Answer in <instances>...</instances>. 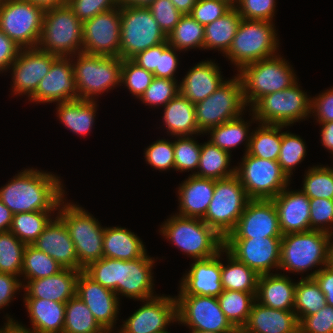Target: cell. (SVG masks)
Masks as SVG:
<instances>
[{"label": "cell", "instance_id": "obj_3", "mask_svg": "<svg viewBox=\"0 0 333 333\" xmlns=\"http://www.w3.org/2000/svg\"><path fill=\"white\" fill-rule=\"evenodd\" d=\"M332 240L329 233L318 230L284 234L280 244L279 270L304 273L319 267L306 278H313L317 271L332 261Z\"/></svg>", "mask_w": 333, "mask_h": 333}, {"label": "cell", "instance_id": "obj_52", "mask_svg": "<svg viewBox=\"0 0 333 333\" xmlns=\"http://www.w3.org/2000/svg\"><path fill=\"white\" fill-rule=\"evenodd\" d=\"M178 80L154 77L139 100L148 106H165L179 93Z\"/></svg>", "mask_w": 333, "mask_h": 333}, {"label": "cell", "instance_id": "obj_63", "mask_svg": "<svg viewBox=\"0 0 333 333\" xmlns=\"http://www.w3.org/2000/svg\"><path fill=\"white\" fill-rule=\"evenodd\" d=\"M21 48L0 30V73L8 71Z\"/></svg>", "mask_w": 333, "mask_h": 333}, {"label": "cell", "instance_id": "obj_77", "mask_svg": "<svg viewBox=\"0 0 333 333\" xmlns=\"http://www.w3.org/2000/svg\"><path fill=\"white\" fill-rule=\"evenodd\" d=\"M332 262H333V241H332Z\"/></svg>", "mask_w": 333, "mask_h": 333}, {"label": "cell", "instance_id": "obj_11", "mask_svg": "<svg viewBox=\"0 0 333 333\" xmlns=\"http://www.w3.org/2000/svg\"><path fill=\"white\" fill-rule=\"evenodd\" d=\"M250 200L236 174L215 180L214 194L202 220L225 238Z\"/></svg>", "mask_w": 333, "mask_h": 333}, {"label": "cell", "instance_id": "obj_31", "mask_svg": "<svg viewBox=\"0 0 333 333\" xmlns=\"http://www.w3.org/2000/svg\"><path fill=\"white\" fill-rule=\"evenodd\" d=\"M296 284L284 273L262 274L258 279L255 299L273 309L294 311Z\"/></svg>", "mask_w": 333, "mask_h": 333}, {"label": "cell", "instance_id": "obj_39", "mask_svg": "<svg viewBox=\"0 0 333 333\" xmlns=\"http://www.w3.org/2000/svg\"><path fill=\"white\" fill-rule=\"evenodd\" d=\"M227 264L221 260V282L224 290L257 293L260 275L242 262L238 261L225 248Z\"/></svg>", "mask_w": 333, "mask_h": 333}, {"label": "cell", "instance_id": "obj_19", "mask_svg": "<svg viewBox=\"0 0 333 333\" xmlns=\"http://www.w3.org/2000/svg\"><path fill=\"white\" fill-rule=\"evenodd\" d=\"M282 237L224 239V248L259 275L279 269Z\"/></svg>", "mask_w": 333, "mask_h": 333}, {"label": "cell", "instance_id": "obj_43", "mask_svg": "<svg viewBox=\"0 0 333 333\" xmlns=\"http://www.w3.org/2000/svg\"><path fill=\"white\" fill-rule=\"evenodd\" d=\"M54 213L55 211H33L13 214L10 231L24 244L32 245Z\"/></svg>", "mask_w": 333, "mask_h": 333}, {"label": "cell", "instance_id": "obj_5", "mask_svg": "<svg viewBox=\"0 0 333 333\" xmlns=\"http://www.w3.org/2000/svg\"><path fill=\"white\" fill-rule=\"evenodd\" d=\"M65 202L64 198L56 213L68 229L77 253L78 271H82L89 263L103 257L104 227L81 206Z\"/></svg>", "mask_w": 333, "mask_h": 333}, {"label": "cell", "instance_id": "obj_44", "mask_svg": "<svg viewBox=\"0 0 333 333\" xmlns=\"http://www.w3.org/2000/svg\"><path fill=\"white\" fill-rule=\"evenodd\" d=\"M326 305V298L314 278L301 277L295 287L294 312L298 321L317 313Z\"/></svg>", "mask_w": 333, "mask_h": 333}, {"label": "cell", "instance_id": "obj_34", "mask_svg": "<svg viewBox=\"0 0 333 333\" xmlns=\"http://www.w3.org/2000/svg\"><path fill=\"white\" fill-rule=\"evenodd\" d=\"M143 241L124 227H104L103 257L134 260L147 252Z\"/></svg>", "mask_w": 333, "mask_h": 333}, {"label": "cell", "instance_id": "obj_35", "mask_svg": "<svg viewBox=\"0 0 333 333\" xmlns=\"http://www.w3.org/2000/svg\"><path fill=\"white\" fill-rule=\"evenodd\" d=\"M60 122L77 135L84 136L91 132L95 122L97 101L74 99L56 104Z\"/></svg>", "mask_w": 333, "mask_h": 333}, {"label": "cell", "instance_id": "obj_26", "mask_svg": "<svg viewBox=\"0 0 333 333\" xmlns=\"http://www.w3.org/2000/svg\"><path fill=\"white\" fill-rule=\"evenodd\" d=\"M278 213L282 234L310 230V198L301 190L283 189L271 199Z\"/></svg>", "mask_w": 333, "mask_h": 333}, {"label": "cell", "instance_id": "obj_57", "mask_svg": "<svg viewBox=\"0 0 333 333\" xmlns=\"http://www.w3.org/2000/svg\"><path fill=\"white\" fill-rule=\"evenodd\" d=\"M232 7L225 0H197L190 15L205 26L225 15Z\"/></svg>", "mask_w": 333, "mask_h": 333}, {"label": "cell", "instance_id": "obj_59", "mask_svg": "<svg viewBox=\"0 0 333 333\" xmlns=\"http://www.w3.org/2000/svg\"><path fill=\"white\" fill-rule=\"evenodd\" d=\"M67 5L81 22L119 7L116 0H67Z\"/></svg>", "mask_w": 333, "mask_h": 333}, {"label": "cell", "instance_id": "obj_49", "mask_svg": "<svg viewBox=\"0 0 333 333\" xmlns=\"http://www.w3.org/2000/svg\"><path fill=\"white\" fill-rule=\"evenodd\" d=\"M306 153L305 142L300 136L288 131L282 132V143L277 161L289 178L293 175L296 165L304 160Z\"/></svg>", "mask_w": 333, "mask_h": 333}, {"label": "cell", "instance_id": "obj_10", "mask_svg": "<svg viewBox=\"0 0 333 333\" xmlns=\"http://www.w3.org/2000/svg\"><path fill=\"white\" fill-rule=\"evenodd\" d=\"M298 85V81L281 91L267 94L259 98L249 108L257 122L291 126L311 115L312 97H308Z\"/></svg>", "mask_w": 333, "mask_h": 333}, {"label": "cell", "instance_id": "obj_9", "mask_svg": "<svg viewBox=\"0 0 333 333\" xmlns=\"http://www.w3.org/2000/svg\"><path fill=\"white\" fill-rule=\"evenodd\" d=\"M83 22L66 4L44 11L38 48L57 57H72L82 52Z\"/></svg>", "mask_w": 333, "mask_h": 333}, {"label": "cell", "instance_id": "obj_51", "mask_svg": "<svg viewBox=\"0 0 333 333\" xmlns=\"http://www.w3.org/2000/svg\"><path fill=\"white\" fill-rule=\"evenodd\" d=\"M153 78V73L139 67L131 59H122L121 86L124 84L138 100L150 86Z\"/></svg>", "mask_w": 333, "mask_h": 333}, {"label": "cell", "instance_id": "obj_36", "mask_svg": "<svg viewBox=\"0 0 333 333\" xmlns=\"http://www.w3.org/2000/svg\"><path fill=\"white\" fill-rule=\"evenodd\" d=\"M242 19L237 9L232 7L225 15L205 25L204 50L215 49L225 55Z\"/></svg>", "mask_w": 333, "mask_h": 333}, {"label": "cell", "instance_id": "obj_61", "mask_svg": "<svg viewBox=\"0 0 333 333\" xmlns=\"http://www.w3.org/2000/svg\"><path fill=\"white\" fill-rule=\"evenodd\" d=\"M311 114L319 124L333 121V88L312 98Z\"/></svg>", "mask_w": 333, "mask_h": 333}, {"label": "cell", "instance_id": "obj_28", "mask_svg": "<svg viewBox=\"0 0 333 333\" xmlns=\"http://www.w3.org/2000/svg\"><path fill=\"white\" fill-rule=\"evenodd\" d=\"M219 68L212 60L200 61L179 82V93L193 104L203 101L225 81Z\"/></svg>", "mask_w": 333, "mask_h": 333}, {"label": "cell", "instance_id": "obj_32", "mask_svg": "<svg viewBox=\"0 0 333 333\" xmlns=\"http://www.w3.org/2000/svg\"><path fill=\"white\" fill-rule=\"evenodd\" d=\"M31 322V330L17 325L33 333H63L65 303L44 299H23Z\"/></svg>", "mask_w": 333, "mask_h": 333}, {"label": "cell", "instance_id": "obj_74", "mask_svg": "<svg viewBox=\"0 0 333 333\" xmlns=\"http://www.w3.org/2000/svg\"><path fill=\"white\" fill-rule=\"evenodd\" d=\"M225 1H227L233 7L239 2V0H225Z\"/></svg>", "mask_w": 333, "mask_h": 333}, {"label": "cell", "instance_id": "obj_45", "mask_svg": "<svg viewBox=\"0 0 333 333\" xmlns=\"http://www.w3.org/2000/svg\"><path fill=\"white\" fill-rule=\"evenodd\" d=\"M204 26L198 23L190 14L182 15L179 23L167 36L168 44L179 51L189 49L204 50Z\"/></svg>", "mask_w": 333, "mask_h": 333}, {"label": "cell", "instance_id": "obj_64", "mask_svg": "<svg viewBox=\"0 0 333 333\" xmlns=\"http://www.w3.org/2000/svg\"><path fill=\"white\" fill-rule=\"evenodd\" d=\"M326 298V304L333 307V262L317 271L313 277Z\"/></svg>", "mask_w": 333, "mask_h": 333}, {"label": "cell", "instance_id": "obj_22", "mask_svg": "<svg viewBox=\"0 0 333 333\" xmlns=\"http://www.w3.org/2000/svg\"><path fill=\"white\" fill-rule=\"evenodd\" d=\"M76 296L87 305L104 330H114L120 298L113 290L103 287L82 270L76 282Z\"/></svg>", "mask_w": 333, "mask_h": 333}, {"label": "cell", "instance_id": "obj_68", "mask_svg": "<svg viewBox=\"0 0 333 333\" xmlns=\"http://www.w3.org/2000/svg\"><path fill=\"white\" fill-rule=\"evenodd\" d=\"M178 11L185 15L191 14L193 7L195 6L197 0H170Z\"/></svg>", "mask_w": 333, "mask_h": 333}, {"label": "cell", "instance_id": "obj_21", "mask_svg": "<svg viewBox=\"0 0 333 333\" xmlns=\"http://www.w3.org/2000/svg\"><path fill=\"white\" fill-rule=\"evenodd\" d=\"M57 58L38 47L21 48L16 60L9 67V70L12 69L13 84L11 86L14 95L23 96L24 94L29 99Z\"/></svg>", "mask_w": 333, "mask_h": 333}, {"label": "cell", "instance_id": "obj_55", "mask_svg": "<svg viewBox=\"0 0 333 333\" xmlns=\"http://www.w3.org/2000/svg\"><path fill=\"white\" fill-rule=\"evenodd\" d=\"M276 0H239L234 6L243 19L272 22Z\"/></svg>", "mask_w": 333, "mask_h": 333}, {"label": "cell", "instance_id": "obj_1", "mask_svg": "<svg viewBox=\"0 0 333 333\" xmlns=\"http://www.w3.org/2000/svg\"><path fill=\"white\" fill-rule=\"evenodd\" d=\"M155 259L147 253L134 260L102 257L89 263L83 271L103 287L113 290L117 296L133 300H147L154 294L152 276Z\"/></svg>", "mask_w": 333, "mask_h": 333}, {"label": "cell", "instance_id": "obj_56", "mask_svg": "<svg viewBox=\"0 0 333 333\" xmlns=\"http://www.w3.org/2000/svg\"><path fill=\"white\" fill-rule=\"evenodd\" d=\"M148 8L166 36L175 28L183 15L170 0H155Z\"/></svg>", "mask_w": 333, "mask_h": 333}, {"label": "cell", "instance_id": "obj_8", "mask_svg": "<svg viewBox=\"0 0 333 333\" xmlns=\"http://www.w3.org/2000/svg\"><path fill=\"white\" fill-rule=\"evenodd\" d=\"M71 60L79 99L95 101V96L121 86V57L80 52Z\"/></svg>", "mask_w": 333, "mask_h": 333}, {"label": "cell", "instance_id": "obj_17", "mask_svg": "<svg viewBox=\"0 0 333 333\" xmlns=\"http://www.w3.org/2000/svg\"><path fill=\"white\" fill-rule=\"evenodd\" d=\"M121 7L99 13L83 22L82 52L120 57Z\"/></svg>", "mask_w": 333, "mask_h": 333}, {"label": "cell", "instance_id": "obj_46", "mask_svg": "<svg viewBox=\"0 0 333 333\" xmlns=\"http://www.w3.org/2000/svg\"><path fill=\"white\" fill-rule=\"evenodd\" d=\"M62 269L63 267L52 257L32 245H26L21 272L24 281L49 277Z\"/></svg>", "mask_w": 333, "mask_h": 333}, {"label": "cell", "instance_id": "obj_29", "mask_svg": "<svg viewBox=\"0 0 333 333\" xmlns=\"http://www.w3.org/2000/svg\"><path fill=\"white\" fill-rule=\"evenodd\" d=\"M215 180L190 174L178 187L179 212L183 217L202 219L214 194Z\"/></svg>", "mask_w": 333, "mask_h": 333}, {"label": "cell", "instance_id": "obj_30", "mask_svg": "<svg viewBox=\"0 0 333 333\" xmlns=\"http://www.w3.org/2000/svg\"><path fill=\"white\" fill-rule=\"evenodd\" d=\"M242 328L249 333H299V321L294 311L273 309L255 300Z\"/></svg>", "mask_w": 333, "mask_h": 333}, {"label": "cell", "instance_id": "obj_75", "mask_svg": "<svg viewBox=\"0 0 333 333\" xmlns=\"http://www.w3.org/2000/svg\"><path fill=\"white\" fill-rule=\"evenodd\" d=\"M235 333H249V332L245 331L243 328H236Z\"/></svg>", "mask_w": 333, "mask_h": 333}, {"label": "cell", "instance_id": "obj_48", "mask_svg": "<svg viewBox=\"0 0 333 333\" xmlns=\"http://www.w3.org/2000/svg\"><path fill=\"white\" fill-rule=\"evenodd\" d=\"M301 191L309 198L333 199V167H310L304 175Z\"/></svg>", "mask_w": 333, "mask_h": 333}, {"label": "cell", "instance_id": "obj_15", "mask_svg": "<svg viewBox=\"0 0 333 333\" xmlns=\"http://www.w3.org/2000/svg\"><path fill=\"white\" fill-rule=\"evenodd\" d=\"M44 9L27 0H0V30L20 48L38 46Z\"/></svg>", "mask_w": 333, "mask_h": 333}, {"label": "cell", "instance_id": "obj_27", "mask_svg": "<svg viewBox=\"0 0 333 333\" xmlns=\"http://www.w3.org/2000/svg\"><path fill=\"white\" fill-rule=\"evenodd\" d=\"M80 271L63 268L49 277L25 281L23 299H44L66 303L76 295V282Z\"/></svg>", "mask_w": 333, "mask_h": 333}, {"label": "cell", "instance_id": "obj_69", "mask_svg": "<svg viewBox=\"0 0 333 333\" xmlns=\"http://www.w3.org/2000/svg\"><path fill=\"white\" fill-rule=\"evenodd\" d=\"M27 1L43 8L44 10L67 4V0H27Z\"/></svg>", "mask_w": 333, "mask_h": 333}, {"label": "cell", "instance_id": "obj_23", "mask_svg": "<svg viewBox=\"0 0 333 333\" xmlns=\"http://www.w3.org/2000/svg\"><path fill=\"white\" fill-rule=\"evenodd\" d=\"M79 99L71 57H58L40 81L30 102L59 103Z\"/></svg>", "mask_w": 333, "mask_h": 333}, {"label": "cell", "instance_id": "obj_13", "mask_svg": "<svg viewBox=\"0 0 333 333\" xmlns=\"http://www.w3.org/2000/svg\"><path fill=\"white\" fill-rule=\"evenodd\" d=\"M235 75L233 79H226L210 96L195 104L196 123L202 134L245 113L247 105L241 79Z\"/></svg>", "mask_w": 333, "mask_h": 333}, {"label": "cell", "instance_id": "obj_37", "mask_svg": "<svg viewBox=\"0 0 333 333\" xmlns=\"http://www.w3.org/2000/svg\"><path fill=\"white\" fill-rule=\"evenodd\" d=\"M252 115V120L246 121L242 118V115L227 121L225 123H222L216 127L210 128L207 133L210 134V139L213 144L218 146L220 149H223L224 151L228 152L231 154V150L234 148H237L241 143H243L245 140V153L248 152L249 149V144H250V137L251 133L249 131L250 123L256 121L253 113ZM248 122V123H247Z\"/></svg>", "mask_w": 333, "mask_h": 333}, {"label": "cell", "instance_id": "obj_25", "mask_svg": "<svg viewBox=\"0 0 333 333\" xmlns=\"http://www.w3.org/2000/svg\"><path fill=\"white\" fill-rule=\"evenodd\" d=\"M32 246L52 257L63 268L78 270L74 243L67 227L58 215L50 220Z\"/></svg>", "mask_w": 333, "mask_h": 333}, {"label": "cell", "instance_id": "obj_72", "mask_svg": "<svg viewBox=\"0 0 333 333\" xmlns=\"http://www.w3.org/2000/svg\"><path fill=\"white\" fill-rule=\"evenodd\" d=\"M10 333H33V332L23 329L17 325Z\"/></svg>", "mask_w": 333, "mask_h": 333}, {"label": "cell", "instance_id": "obj_33", "mask_svg": "<svg viewBox=\"0 0 333 333\" xmlns=\"http://www.w3.org/2000/svg\"><path fill=\"white\" fill-rule=\"evenodd\" d=\"M163 122L172 137L201 135L195 115V104L178 93L164 106Z\"/></svg>", "mask_w": 333, "mask_h": 333}, {"label": "cell", "instance_id": "obj_50", "mask_svg": "<svg viewBox=\"0 0 333 333\" xmlns=\"http://www.w3.org/2000/svg\"><path fill=\"white\" fill-rule=\"evenodd\" d=\"M194 139L193 136H182L174 140L175 170L180 172L197 171L202 143H198Z\"/></svg>", "mask_w": 333, "mask_h": 333}, {"label": "cell", "instance_id": "obj_14", "mask_svg": "<svg viewBox=\"0 0 333 333\" xmlns=\"http://www.w3.org/2000/svg\"><path fill=\"white\" fill-rule=\"evenodd\" d=\"M241 163V164H240ZM236 175L250 199L271 200L290 185V179L278 161L244 153Z\"/></svg>", "mask_w": 333, "mask_h": 333}, {"label": "cell", "instance_id": "obj_7", "mask_svg": "<svg viewBox=\"0 0 333 333\" xmlns=\"http://www.w3.org/2000/svg\"><path fill=\"white\" fill-rule=\"evenodd\" d=\"M277 34L273 21L242 19L225 56L237 71L250 63L273 57L279 49Z\"/></svg>", "mask_w": 333, "mask_h": 333}, {"label": "cell", "instance_id": "obj_4", "mask_svg": "<svg viewBox=\"0 0 333 333\" xmlns=\"http://www.w3.org/2000/svg\"><path fill=\"white\" fill-rule=\"evenodd\" d=\"M160 227V233L193 260L218 254L224 248V238L202 219L170 216Z\"/></svg>", "mask_w": 333, "mask_h": 333}, {"label": "cell", "instance_id": "obj_47", "mask_svg": "<svg viewBox=\"0 0 333 333\" xmlns=\"http://www.w3.org/2000/svg\"><path fill=\"white\" fill-rule=\"evenodd\" d=\"M25 247L10 230L0 232V272L20 278Z\"/></svg>", "mask_w": 333, "mask_h": 333}, {"label": "cell", "instance_id": "obj_62", "mask_svg": "<svg viewBox=\"0 0 333 333\" xmlns=\"http://www.w3.org/2000/svg\"><path fill=\"white\" fill-rule=\"evenodd\" d=\"M10 273L0 272V309L8 306L14 299L15 293L23 289L21 279Z\"/></svg>", "mask_w": 333, "mask_h": 333}, {"label": "cell", "instance_id": "obj_67", "mask_svg": "<svg viewBox=\"0 0 333 333\" xmlns=\"http://www.w3.org/2000/svg\"><path fill=\"white\" fill-rule=\"evenodd\" d=\"M13 213L0 200V232L10 230Z\"/></svg>", "mask_w": 333, "mask_h": 333}, {"label": "cell", "instance_id": "obj_65", "mask_svg": "<svg viewBox=\"0 0 333 333\" xmlns=\"http://www.w3.org/2000/svg\"><path fill=\"white\" fill-rule=\"evenodd\" d=\"M139 67L153 73L158 67L159 61V45L148 48L143 52L138 53L131 59Z\"/></svg>", "mask_w": 333, "mask_h": 333}, {"label": "cell", "instance_id": "obj_20", "mask_svg": "<svg viewBox=\"0 0 333 333\" xmlns=\"http://www.w3.org/2000/svg\"><path fill=\"white\" fill-rule=\"evenodd\" d=\"M278 213L272 200L251 199L235 228L224 239L282 237Z\"/></svg>", "mask_w": 333, "mask_h": 333}, {"label": "cell", "instance_id": "obj_58", "mask_svg": "<svg viewBox=\"0 0 333 333\" xmlns=\"http://www.w3.org/2000/svg\"><path fill=\"white\" fill-rule=\"evenodd\" d=\"M299 333H333V307L326 304L317 313L303 317Z\"/></svg>", "mask_w": 333, "mask_h": 333}, {"label": "cell", "instance_id": "obj_40", "mask_svg": "<svg viewBox=\"0 0 333 333\" xmlns=\"http://www.w3.org/2000/svg\"><path fill=\"white\" fill-rule=\"evenodd\" d=\"M250 137L248 154L261 159L277 161L282 143V129L287 126L258 123ZM281 132V133H280Z\"/></svg>", "mask_w": 333, "mask_h": 333}, {"label": "cell", "instance_id": "obj_73", "mask_svg": "<svg viewBox=\"0 0 333 333\" xmlns=\"http://www.w3.org/2000/svg\"><path fill=\"white\" fill-rule=\"evenodd\" d=\"M191 332L190 333H217L213 331H205V330H198V329H189Z\"/></svg>", "mask_w": 333, "mask_h": 333}, {"label": "cell", "instance_id": "obj_76", "mask_svg": "<svg viewBox=\"0 0 333 333\" xmlns=\"http://www.w3.org/2000/svg\"><path fill=\"white\" fill-rule=\"evenodd\" d=\"M113 330H103L101 333H111ZM119 333V332H118Z\"/></svg>", "mask_w": 333, "mask_h": 333}, {"label": "cell", "instance_id": "obj_6", "mask_svg": "<svg viewBox=\"0 0 333 333\" xmlns=\"http://www.w3.org/2000/svg\"><path fill=\"white\" fill-rule=\"evenodd\" d=\"M247 106L251 107L259 98L284 90L297 82L292 66L279 54L243 66L238 74Z\"/></svg>", "mask_w": 333, "mask_h": 333}, {"label": "cell", "instance_id": "obj_66", "mask_svg": "<svg viewBox=\"0 0 333 333\" xmlns=\"http://www.w3.org/2000/svg\"><path fill=\"white\" fill-rule=\"evenodd\" d=\"M321 125V143L333 155V121L321 123Z\"/></svg>", "mask_w": 333, "mask_h": 333}, {"label": "cell", "instance_id": "obj_18", "mask_svg": "<svg viewBox=\"0 0 333 333\" xmlns=\"http://www.w3.org/2000/svg\"><path fill=\"white\" fill-rule=\"evenodd\" d=\"M141 302L143 305L123 321L119 333H167V326L178 322L175 297L157 295Z\"/></svg>", "mask_w": 333, "mask_h": 333}, {"label": "cell", "instance_id": "obj_53", "mask_svg": "<svg viewBox=\"0 0 333 333\" xmlns=\"http://www.w3.org/2000/svg\"><path fill=\"white\" fill-rule=\"evenodd\" d=\"M144 154L146 162L154 169L167 171L172 168L175 170L173 140H156L146 148Z\"/></svg>", "mask_w": 333, "mask_h": 333}, {"label": "cell", "instance_id": "obj_38", "mask_svg": "<svg viewBox=\"0 0 333 333\" xmlns=\"http://www.w3.org/2000/svg\"><path fill=\"white\" fill-rule=\"evenodd\" d=\"M231 154L220 149L211 141L201 145V155L197 172L192 175L207 179H223L236 174V167L230 168Z\"/></svg>", "mask_w": 333, "mask_h": 333}, {"label": "cell", "instance_id": "obj_41", "mask_svg": "<svg viewBox=\"0 0 333 333\" xmlns=\"http://www.w3.org/2000/svg\"><path fill=\"white\" fill-rule=\"evenodd\" d=\"M255 293L223 290L217 297L220 308L235 328H242L248 321Z\"/></svg>", "mask_w": 333, "mask_h": 333}, {"label": "cell", "instance_id": "obj_12", "mask_svg": "<svg viewBox=\"0 0 333 333\" xmlns=\"http://www.w3.org/2000/svg\"><path fill=\"white\" fill-rule=\"evenodd\" d=\"M167 41L148 7L121 6L120 57L132 59L144 50Z\"/></svg>", "mask_w": 333, "mask_h": 333}, {"label": "cell", "instance_id": "obj_54", "mask_svg": "<svg viewBox=\"0 0 333 333\" xmlns=\"http://www.w3.org/2000/svg\"><path fill=\"white\" fill-rule=\"evenodd\" d=\"M310 230L333 236V199L310 198Z\"/></svg>", "mask_w": 333, "mask_h": 333}, {"label": "cell", "instance_id": "obj_24", "mask_svg": "<svg viewBox=\"0 0 333 333\" xmlns=\"http://www.w3.org/2000/svg\"><path fill=\"white\" fill-rule=\"evenodd\" d=\"M222 253L224 248L212 257L194 260L181 279L178 295L218 297L224 290L221 282Z\"/></svg>", "mask_w": 333, "mask_h": 333}, {"label": "cell", "instance_id": "obj_16", "mask_svg": "<svg viewBox=\"0 0 333 333\" xmlns=\"http://www.w3.org/2000/svg\"><path fill=\"white\" fill-rule=\"evenodd\" d=\"M178 324L217 333H235L236 328L222 312L217 297L177 295Z\"/></svg>", "mask_w": 333, "mask_h": 333}, {"label": "cell", "instance_id": "obj_60", "mask_svg": "<svg viewBox=\"0 0 333 333\" xmlns=\"http://www.w3.org/2000/svg\"><path fill=\"white\" fill-rule=\"evenodd\" d=\"M174 47L168 44V41L159 45V61L158 67L153 72L154 77L176 80L175 73L179 65V57Z\"/></svg>", "mask_w": 333, "mask_h": 333}, {"label": "cell", "instance_id": "obj_42", "mask_svg": "<svg viewBox=\"0 0 333 333\" xmlns=\"http://www.w3.org/2000/svg\"><path fill=\"white\" fill-rule=\"evenodd\" d=\"M103 330L79 297L75 295L65 303L63 333H101Z\"/></svg>", "mask_w": 333, "mask_h": 333}, {"label": "cell", "instance_id": "obj_2", "mask_svg": "<svg viewBox=\"0 0 333 333\" xmlns=\"http://www.w3.org/2000/svg\"><path fill=\"white\" fill-rule=\"evenodd\" d=\"M59 178L51 172L26 168L0 187V200L13 214L57 211L66 195Z\"/></svg>", "mask_w": 333, "mask_h": 333}, {"label": "cell", "instance_id": "obj_71", "mask_svg": "<svg viewBox=\"0 0 333 333\" xmlns=\"http://www.w3.org/2000/svg\"><path fill=\"white\" fill-rule=\"evenodd\" d=\"M5 317L7 322L0 328V333H10L17 326V321L13 320L10 315L7 314Z\"/></svg>", "mask_w": 333, "mask_h": 333}, {"label": "cell", "instance_id": "obj_70", "mask_svg": "<svg viewBox=\"0 0 333 333\" xmlns=\"http://www.w3.org/2000/svg\"><path fill=\"white\" fill-rule=\"evenodd\" d=\"M118 6H143L148 7L155 0H116Z\"/></svg>", "mask_w": 333, "mask_h": 333}]
</instances>
